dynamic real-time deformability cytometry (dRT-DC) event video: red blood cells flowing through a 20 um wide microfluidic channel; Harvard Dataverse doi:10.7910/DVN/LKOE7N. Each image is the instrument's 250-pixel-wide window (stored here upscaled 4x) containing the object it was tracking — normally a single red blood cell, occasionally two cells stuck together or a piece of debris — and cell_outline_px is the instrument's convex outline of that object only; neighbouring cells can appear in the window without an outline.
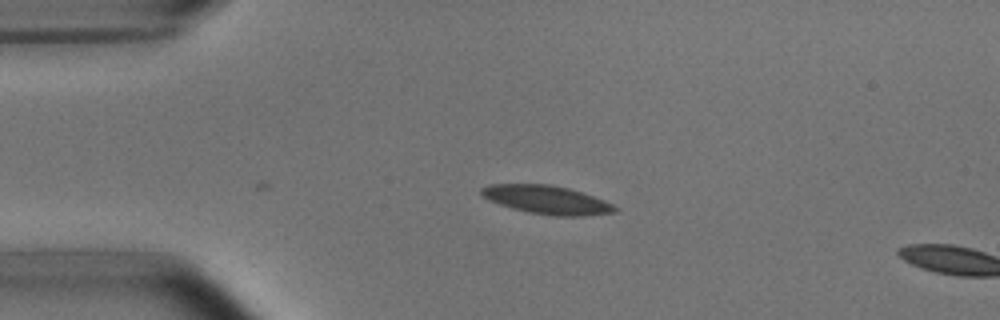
{"species": "common noctule bat (a hibernating species)", "species_latin": "Nyctalus noctula", "temperature_condition": "room temperature", "stored_images_in_passage": 4, "camera_frame_rate_fps": 3000, "um_per_image_px": 0.085, "animal": {"sex": "male", "body_mass_g": 15.6}, "frame": {"image": 1, "passage_image": 3, "time_ms": 2.333, "image_size_px": [1000, 320], "cell_outline_px": [[620, 208], [616, 212], [584, 216], [552, 216], [528, 212], [512, 208], [488, 200], [480, 192], [480, 188], [488, 184], [548, 184], [568, 188], [604, 200]], "centroid_in_image_um": [46.48, 16.99], "position_along_channel_um": 38.5, "area_um2": 22.14}}